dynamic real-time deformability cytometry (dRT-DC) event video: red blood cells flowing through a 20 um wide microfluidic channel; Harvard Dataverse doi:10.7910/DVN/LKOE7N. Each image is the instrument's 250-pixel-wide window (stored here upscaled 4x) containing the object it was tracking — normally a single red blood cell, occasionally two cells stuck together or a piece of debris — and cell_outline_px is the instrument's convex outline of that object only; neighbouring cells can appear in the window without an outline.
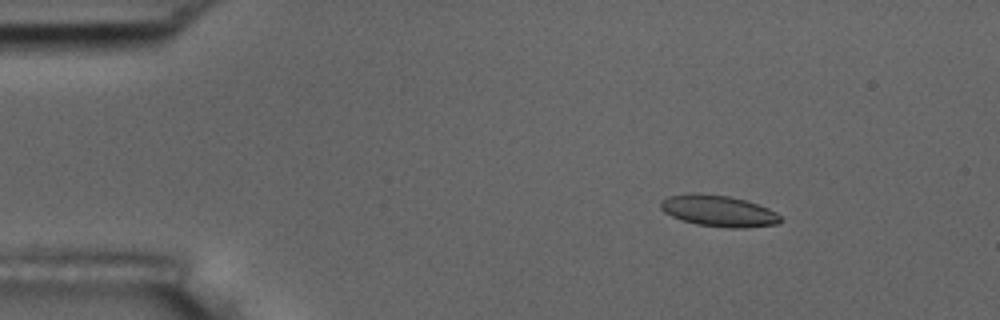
{"species": "common noctule bat (a hibernating species)", "species_latin": "Nyctalus noctula", "temperature_condition": "room temperature", "stored_images_in_passage": 5, "camera_frame_rate_fps": 3000, "um_per_image_px": 0.085, "animal": {"sex": "male", "body_mass_g": 17.5, "forearm_length_mm": 52.3}, "frame": {"image": 1, "passage_image": 3, "time_ms": 2.0, "image_size_px": [1000, 320], "cell_outline_px": [[784, 220], [776, 224], [744, 228], [728, 228], [696, 224], [672, 216], [664, 212], [660, 208], [660, 200], [668, 196], [692, 192], [696, 192], [728, 196], [744, 200], [768, 208], [776, 212]], "centroid_in_image_um": [61.06, 17.92], "position_along_channel_um": 23.9, "area_um2": 21.91}}